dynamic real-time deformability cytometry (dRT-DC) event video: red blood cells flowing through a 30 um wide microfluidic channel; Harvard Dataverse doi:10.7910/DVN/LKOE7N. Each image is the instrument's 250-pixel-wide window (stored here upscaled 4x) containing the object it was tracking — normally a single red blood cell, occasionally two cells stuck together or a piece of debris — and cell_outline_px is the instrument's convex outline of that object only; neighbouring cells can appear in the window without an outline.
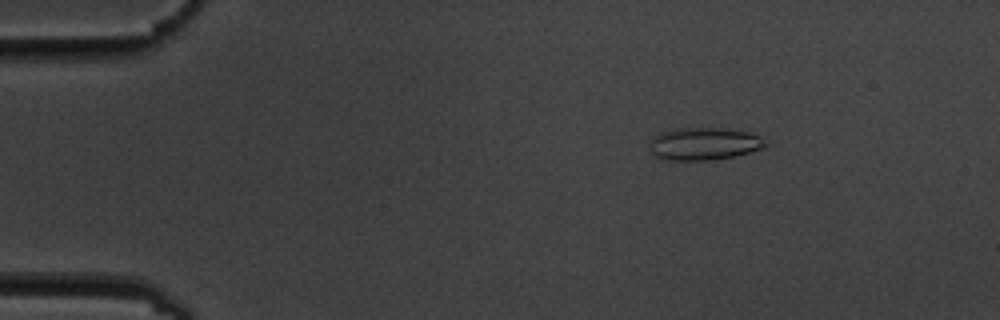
{"species": "common noctule bat (a hibernating species)", "species_latin": "Nyctalus noctula", "temperature_condition": "cold", "stored_images_in_passage": 4, "camera_frame_rate_fps": 3000, "um_per_image_px": 0.085, "animal": {"sex": "male", "body_mass_g": 19.5, "forearm_length_mm": 54.6}, "frame": {"image": 1, "passage_image": 2, "time_ms": 1.333, "image_size_px": [1000, 320], "cell_outline_px": [[768, 144], [764, 148], [732, 156], [712, 160], [668, 160], [656, 156], [652, 152], [652, 140], [660, 132], [680, 128], [728, 128], [748, 132], [760, 136]], "centroid_in_image_um": [59.89, 12.21], "position_along_channel_um": 25.1, "area_um2": 21.68}}